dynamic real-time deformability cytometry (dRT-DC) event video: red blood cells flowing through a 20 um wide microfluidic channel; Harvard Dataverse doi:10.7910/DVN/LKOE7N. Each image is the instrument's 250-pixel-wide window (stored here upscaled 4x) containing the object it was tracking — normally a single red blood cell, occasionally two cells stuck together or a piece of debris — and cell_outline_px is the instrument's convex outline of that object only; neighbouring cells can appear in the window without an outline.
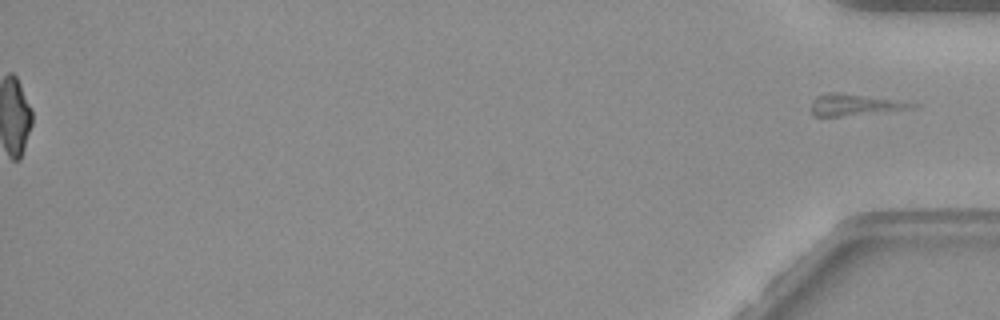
{"species": "common noctule bat (a hibernating species)", "species_latin": "Nyctalus noctula", "temperature_condition": "warm", "stored_images_in_passage": 44, "segment_of_instrument_passage": [2, 2], "camera_frame_rate_fps": 3000, "um_per_image_px": 0.085, "animal": {"sex": "female", "body_mass_g": 19.3, "forearm_length_mm": 54.1}, "frame": {"image": 1, "passage_image": 44, "time_ms": 14.333, "image_size_px": [1000, 320], "cell_outline_px": [[920, 104], [912, 108], [840, 116], [816, 116], [812, 112], [812, 100], [816, 96], [824, 92], [836, 92]], "centroid_in_image_um": [72.54, 8.9], "position_along_channel_um": 362.7, "area_um2": 12.08}}